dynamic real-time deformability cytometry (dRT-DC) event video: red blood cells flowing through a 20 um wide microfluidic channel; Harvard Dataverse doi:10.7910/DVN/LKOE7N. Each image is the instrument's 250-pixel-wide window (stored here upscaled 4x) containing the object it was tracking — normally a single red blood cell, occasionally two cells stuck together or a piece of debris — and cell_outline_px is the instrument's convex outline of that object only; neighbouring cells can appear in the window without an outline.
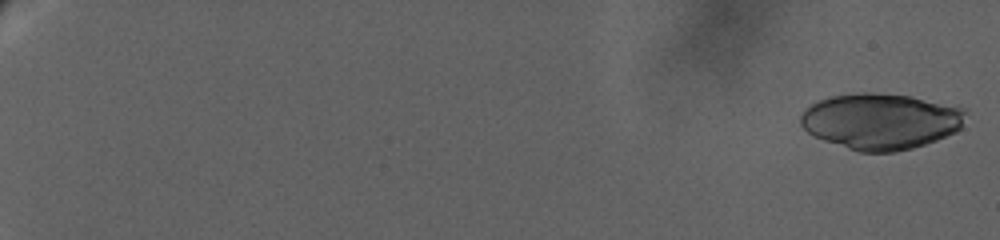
{"species": "human", "species_latin": "Homo sapiens", "temperature_condition": "warm", "stored_images_in_passage": 30, "camera_frame_rate_fps": 3000, "um_per_image_px": 0.085, "donor": {"sex": "female"}, "frame": {"image": 1, "passage_image": 1, "time_ms": 0.0, "image_size_px": [1000, 240], "cell_outline_px": [[968, 112], [960, 128], [956, 132], [936, 140], [912, 148], [896, 152], [860, 152], [812, 136], [800, 124], [800, 116], [812, 104], [820, 100], [832, 96], [860, 92], [872, 92], [908, 96], [968, 108]], "centroid_in_image_um": [74.89, 10.3], "position_along_channel_um": 10.1, "area_um2": 53.81}}
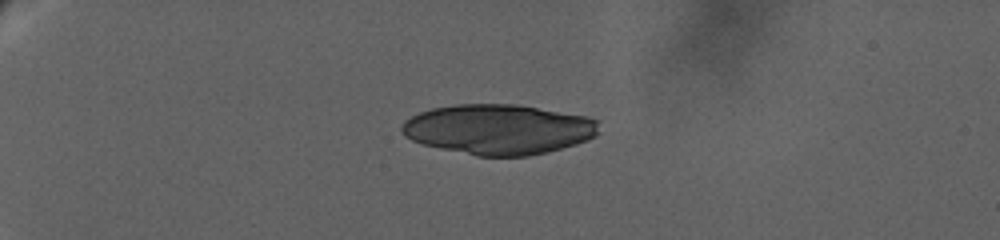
{"frame": {"image": 2, "passage_image": 18, "time_ms": 7.0, "image_size_px": [1000, 240], "cell_outline_px": [[600, 120], [596, 136], [588, 140], [576, 144], [548, 152], [528, 156], [476, 156], [440, 148], [424, 144], [412, 140], [404, 136], [400, 132], [400, 124], [404, 120], [420, 112], [432, 108], [456, 104], [516, 104], [584, 116]], "centroid_in_image_um": [42.35, 10.99], "position_along_channel_um": 42.6, "area_um2": 57.74}}